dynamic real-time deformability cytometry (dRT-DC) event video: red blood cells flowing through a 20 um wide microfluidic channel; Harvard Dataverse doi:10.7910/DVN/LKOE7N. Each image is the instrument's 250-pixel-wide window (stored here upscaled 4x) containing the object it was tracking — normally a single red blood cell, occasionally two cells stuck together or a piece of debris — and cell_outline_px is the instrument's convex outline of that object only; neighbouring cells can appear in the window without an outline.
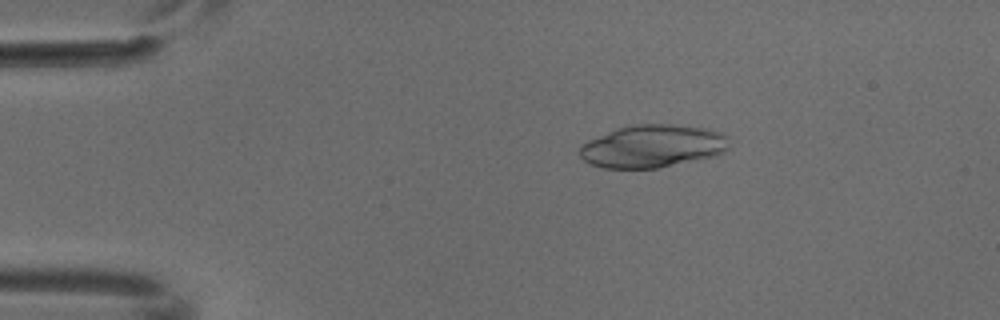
{"species": "common noctule bat (a hibernating species)", "species_latin": "Nyctalus noctula", "temperature_condition": "cold", "stored_images_in_passage": 5, "camera_frame_rate_fps": 3000, "um_per_image_px": 0.085, "animal": {"sex": "male", "body_mass_g": 18.8}, "frame": {"image": 1, "passage_image": 3, "time_ms": 0.667, "image_size_px": [1000, 320], "cell_outline_px": [[728, 148], [724, 152], [716, 156], [656, 168], [604, 168], [592, 164], [584, 160], [580, 156], [580, 144], [588, 140], [616, 128], [636, 124], [672, 124], [704, 128], [720, 132], [728, 136]], "centroid_in_image_um": [55.47, 12.42], "position_along_channel_um": 29.5, "area_um2": 37.22}}